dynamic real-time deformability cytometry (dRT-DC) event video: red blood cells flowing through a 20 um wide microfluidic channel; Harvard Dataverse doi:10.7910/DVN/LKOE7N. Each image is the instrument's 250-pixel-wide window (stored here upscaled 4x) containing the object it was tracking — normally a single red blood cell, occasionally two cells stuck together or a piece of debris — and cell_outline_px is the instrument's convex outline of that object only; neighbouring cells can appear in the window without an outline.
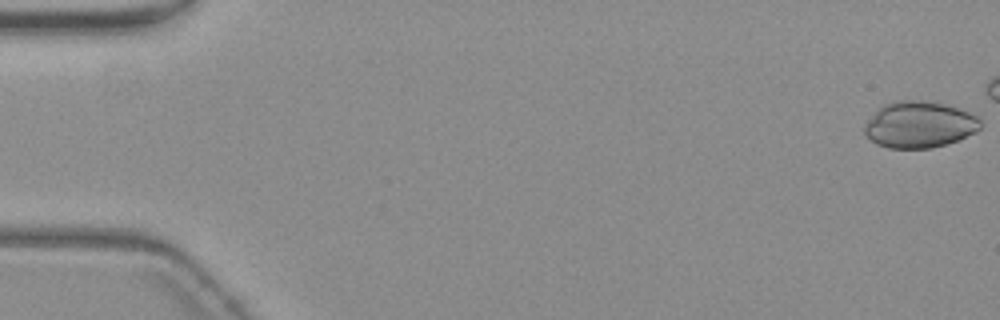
{"species": "common noctule bat (a hibernating species)", "species_latin": "Nyctalus noctula", "temperature_condition": "warm", "stored_images_in_passage": 46, "camera_frame_rate_fps": 3000, "um_per_image_px": 0.085, "animal": {"sex": "female", "body_mass_g": 19.3, "forearm_length_mm": 54.1}, "frame": {"image": 1, "passage_image": 1, "time_ms": 0.0, "image_size_px": [1000, 320], "cell_outline_px": [[980, 128], [976, 132], [956, 140], [932, 148], [888, 148], [876, 144], [864, 132], [864, 124], [884, 104], [896, 100], [924, 100], [944, 104], [968, 112], [976, 116], [980, 120]], "centroid_in_image_um": [78.13, 10.59], "position_along_channel_um": 6.9, "area_um2": 31.04}}